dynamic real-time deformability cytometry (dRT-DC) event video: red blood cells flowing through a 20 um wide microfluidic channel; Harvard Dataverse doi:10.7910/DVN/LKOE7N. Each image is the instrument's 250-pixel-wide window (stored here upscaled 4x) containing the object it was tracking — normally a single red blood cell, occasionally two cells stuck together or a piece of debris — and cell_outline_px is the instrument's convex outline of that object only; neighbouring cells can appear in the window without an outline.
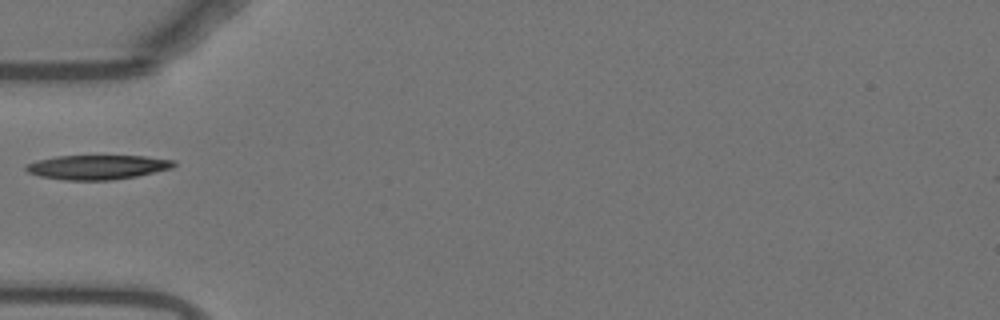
{"species": "Egyptian fruit bat (a non-hibernating species)", "species_latin": "Rousettus aegyptiacus", "temperature_condition": "warm", "stored_images_in_passage": 37, "camera_frame_rate_fps": 3000, "um_per_image_px": 0.085, "animal": {"sex": "female"}, "frame": {"image": 1, "passage_image": 1, "time_ms": 0.0, "image_size_px": [1000, 320], "cell_outline_px": [[176, 164], [172, 168], [136, 176], [112, 180], [64, 180], [40, 176], [28, 172], [24, 168], [24, 164], [36, 160], [56, 156], [144, 156], [176, 160]], "centroid_in_image_um": [8.25, 14.2], "position_along_channel_um": 76.7, "area_um2": 21.1}}
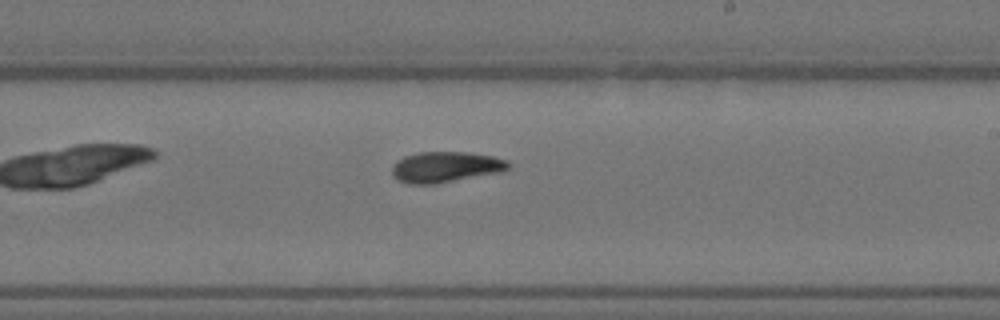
{"frame": {"image": 2, "passage_image": 15, "time_ms": 4.667, "image_size_px": [1000, 320], "cell_outline_px": [[512, 164], [508, 168], [500, 172], [436, 184], [408, 184], [396, 180], [392, 176], [392, 164], [396, 160], [404, 156], [420, 152], [468, 152], [492, 156], [508, 160]], "centroid_in_image_um": [37.84, 14.2], "position_along_channel_um": 251.2, "area_um2": 21.1}}
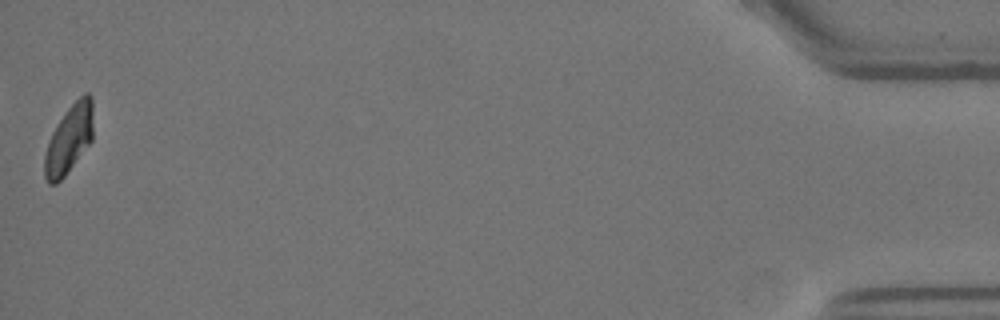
{"frame": {"image": 3, "passage_image": 37, "time_ms": 12.0, "image_size_px": [1000, 320], "cell_outline_px": [[92, 140], [64, 176], [56, 184], [48, 184], [44, 176], [44, 156], [52, 132], [68, 108], [84, 92], [88, 92], [92, 96]], "centroid_in_image_um": [5.86, 11.83], "position_along_channel_um": 429.3, "area_um2": 19.07}}